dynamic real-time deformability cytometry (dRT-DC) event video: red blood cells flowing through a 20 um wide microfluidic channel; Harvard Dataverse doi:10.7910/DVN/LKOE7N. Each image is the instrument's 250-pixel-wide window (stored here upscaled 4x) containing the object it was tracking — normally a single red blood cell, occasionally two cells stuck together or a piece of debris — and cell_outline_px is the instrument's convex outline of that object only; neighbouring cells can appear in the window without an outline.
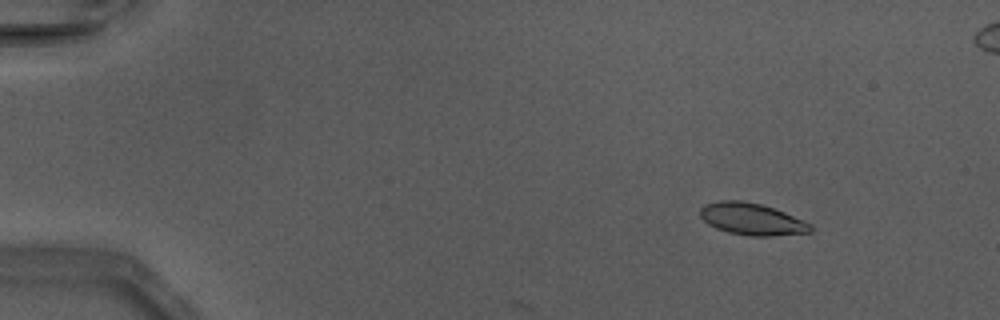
{"species": "Egyptian fruit bat (a non-hibernating species)", "species_latin": "Rousettus aegyptiacus", "temperature_condition": "warm", "stored_images_in_passage": 8, "camera_frame_rate_fps": 3000, "um_per_image_px": 0.085, "animal": {"sex": "male"}, "frame": {"image": 1, "passage_image": 2, "time_ms": 0.333, "image_size_px": [1000, 320], "cell_outline_px": [[812, 232], [772, 236], [748, 236], [728, 232], [716, 228], [708, 224], [700, 216], [700, 208], [704, 204], [720, 200], [744, 200], [760, 204], [784, 212], [804, 220], [812, 224]], "centroid_in_image_um": [63.9, 18.62], "position_along_channel_um": 21.1, "area_um2": 20.63}}